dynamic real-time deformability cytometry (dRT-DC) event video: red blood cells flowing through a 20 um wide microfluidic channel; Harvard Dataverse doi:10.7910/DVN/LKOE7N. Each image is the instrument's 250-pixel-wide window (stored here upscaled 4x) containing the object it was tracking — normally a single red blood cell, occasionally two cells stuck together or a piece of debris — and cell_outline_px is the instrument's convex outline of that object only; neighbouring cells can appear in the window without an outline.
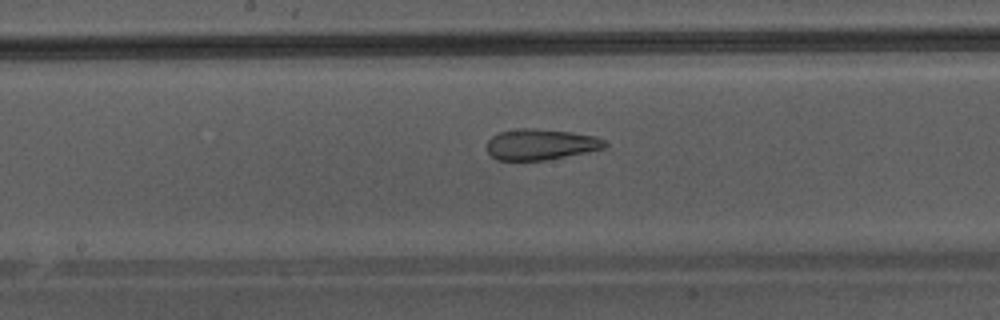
{"species": "Egyptian fruit bat (a non-hibernating species)", "species_latin": "Rousettus aegyptiacus", "temperature_condition": "warm", "stored_images_in_passage": 38, "camera_frame_rate_fps": 3000, "um_per_image_px": 0.085, "animal": {"sex": "male"}, "frame": {"image": 1, "passage_image": 17, "time_ms": 5.333, "image_size_px": [1000, 320], "cell_outline_px": [[608, 144], [604, 148], [544, 160], [496, 160], [488, 152], [488, 140], [492, 136], [500, 132], [520, 128], [532, 128], [572, 132], [596, 136], [604, 140]], "centroid_in_image_um": [45.95, 12.26], "position_along_channel_um": 202.3, "area_um2": 20.98}}